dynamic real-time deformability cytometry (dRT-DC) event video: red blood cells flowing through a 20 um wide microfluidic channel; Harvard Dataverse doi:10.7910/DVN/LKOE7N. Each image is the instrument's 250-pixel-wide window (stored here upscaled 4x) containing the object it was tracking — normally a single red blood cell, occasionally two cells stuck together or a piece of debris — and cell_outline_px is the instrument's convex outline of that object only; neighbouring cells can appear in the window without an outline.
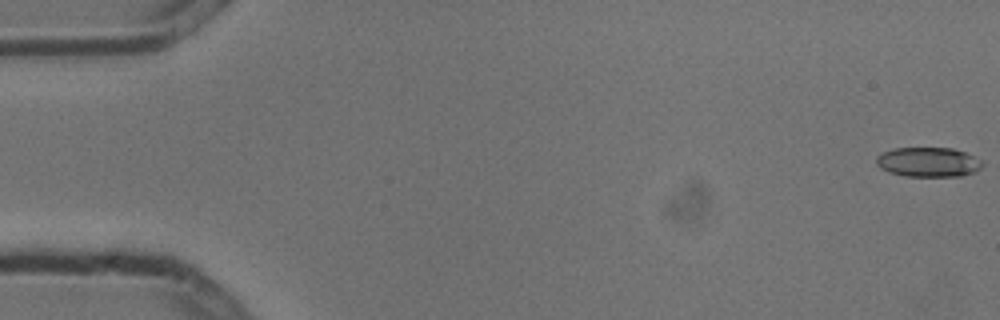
{"species": "common noctule bat (a hibernating species)", "species_latin": "Nyctalus noctula", "temperature_condition": "cold", "stored_images_in_passage": 5, "camera_frame_rate_fps": 3000, "um_per_image_px": 0.085, "animal": {"sex": "male", "body_mass_g": 13.3}, "frame": {"image": 1, "passage_image": 1, "time_ms": 0.0, "image_size_px": [1000, 320], "cell_outline_px": [[984, 164], [976, 172], [960, 176], [904, 176], [888, 172], [880, 168], [876, 164], [876, 156], [884, 152], [896, 148], [952, 148], [964, 152], [984, 160]], "centroid_in_image_um": [78.93, 13.78], "position_along_channel_um": 6.1, "area_um2": 18.44}}
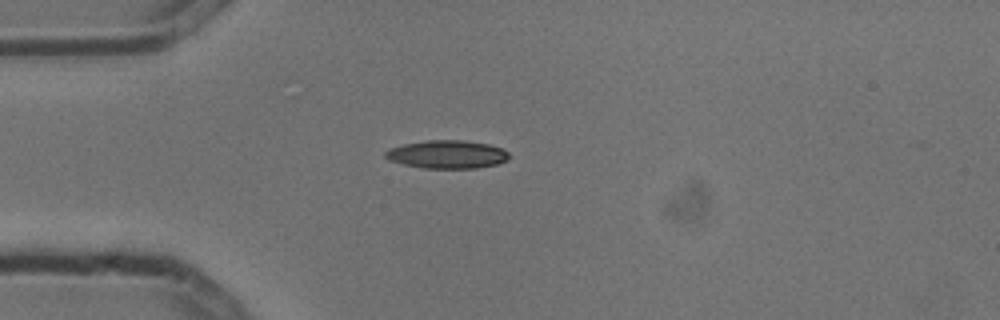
{"frame": {"image": 2, "passage_image": 5, "time_ms": 1.333, "image_size_px": [1000, 320], "cell_outline_px": [[508, 160], [496, 164], [476, 168], [424, 168], [404, 164], [388, 160], [384, 156], [384, 152], [388, 148], [404, 144], [428, 140], [464, 140], [488, 144], [500, 148], [508, 152]], "centroid_in_image_um": [37.97, 13.12], "position_along_channel_um": 47.0, "area_um2": 20.23}}